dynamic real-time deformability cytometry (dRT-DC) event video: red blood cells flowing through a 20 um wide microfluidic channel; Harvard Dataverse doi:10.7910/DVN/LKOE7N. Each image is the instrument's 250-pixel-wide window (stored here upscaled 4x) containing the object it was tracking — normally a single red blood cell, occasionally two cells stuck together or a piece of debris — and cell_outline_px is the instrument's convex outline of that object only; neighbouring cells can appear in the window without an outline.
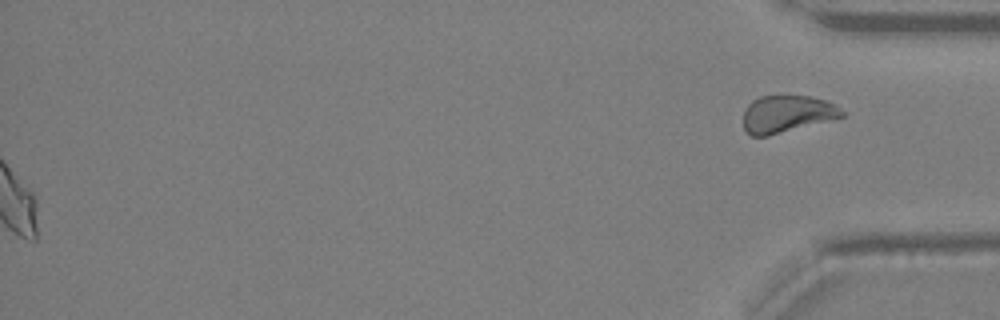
{"species": "Egyptian fruit bat (a non-hibernating species)", "species_latin": "Rousettus aegyptiacus", "temperature_condition": "warm", "stored_images_in_passage": 29, "segment_of_instrument_passage": [2, 2], "camera_frame_rate_fps": 3000, "um_per_image_px": 0.085, "animal": {"sex": "female"}, "frame": {"image": 1, "passage_image": 29, "time_ms": 9.333, "image_size_px": [1000, 320], "cell_outline_px": [[844, 116], [768, 136], [752, 136], [744, 128], [744, 108], [752, 100], [760, 96], [808, 96], [824, 100], [840, 108], [844, 112]], "centroid_in_image_um": [66.84, 9.68], "position_along_channel_um": 368.4, "area_um2": 21.04}}